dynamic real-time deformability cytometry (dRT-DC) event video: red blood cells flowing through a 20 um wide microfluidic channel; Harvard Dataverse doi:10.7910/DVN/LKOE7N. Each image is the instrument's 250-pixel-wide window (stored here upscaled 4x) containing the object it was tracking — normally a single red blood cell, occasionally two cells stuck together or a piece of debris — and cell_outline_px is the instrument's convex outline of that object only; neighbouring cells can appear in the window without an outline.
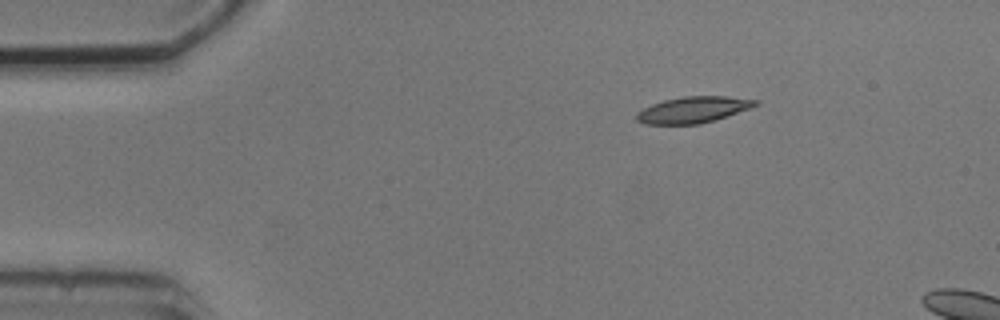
{"species": "common noctule bat (a hibernating species)", "species_latin": "Nyctalus noctula", "temperature_condition": "cold", "stored_images_in_passage": 3, "camera_frame_rate_fps": 3000, "um_per_image_px": 0.085, "animal": {"sex": "male", "body_mass_g": 20.5, "forearm_length_mm": 52.5}, "frame": {"image": 1, "passage_image": 1, "time_ms": 0.0, "image_size_px": [1000, 320], "cell_outline_px": [[760, 104], [716, 120], [700, 124], [644, 124], [636, 120], [636, 112], [652, 104], [664, 100], [684, 96], [728, 96], [760, 100]], "centroid_in_image_um": [58.93, 9.32], "position_along_channel_um": 26.1, "area_um2": 18.26}}